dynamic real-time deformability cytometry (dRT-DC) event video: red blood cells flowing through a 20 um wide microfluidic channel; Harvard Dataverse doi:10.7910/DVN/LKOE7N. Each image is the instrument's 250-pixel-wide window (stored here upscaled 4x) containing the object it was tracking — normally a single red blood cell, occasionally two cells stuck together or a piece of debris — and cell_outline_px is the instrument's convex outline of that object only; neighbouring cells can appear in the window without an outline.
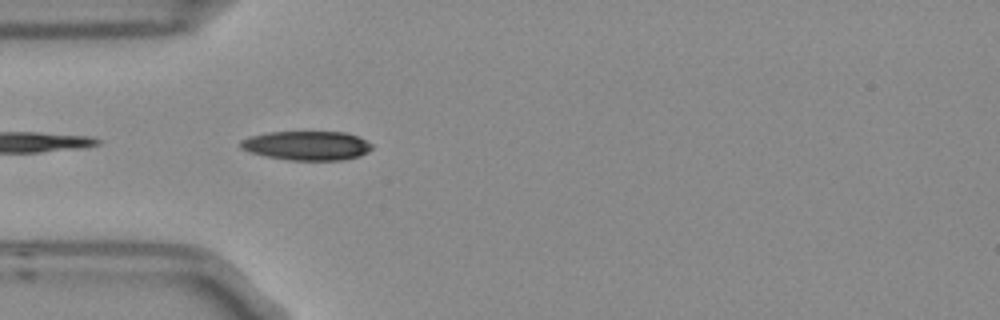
{"species": "Egyptian fruit bat (a non-hibernating species)", "species_latin": "Rousettus aegyptiacus", "temperature_condition": "room temperature", "stored_images_in_passage": 4, "camera_frame_rate_fps": 3000, "um_per_image_px": 0.085, "frame": {"image": 1, "passage_image": 4, "time_ms": 1.0, "image_size_px": [1000, 320], "cell_outline_px": [[372, 148], [368, 152], [360, 156], [344, 160], [292, 160], [264, 156], [248, 152], [240, 148], [240, 140], [248, 136], [268, 132], [344, 132], [360, 136], [372, 144]], "centroid_in_image_um": [26.08, 12.37], "position_along_channel_um": 58.9, "area_um2": 22.6}}